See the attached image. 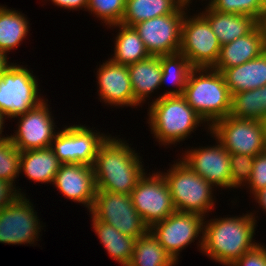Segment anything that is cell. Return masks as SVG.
<instances>
[{
	"label": "cell",
	"mask_w": 266,
	"mask_h": 266,
	"mask_svg": "<svg viewBox=\"0 0 266 266\" xmlns=\"http://www.w3.org/2000/svg\"><path fill=\"white\" fill-rule=\"evenodd\" d=\"M126 140L108 135L93 163L96 189L128 194L145 174L141 157Z\"/></svg>",
	"instance_id": "6da1fadb"
},
{
	"label": "cell",
	"mask_w": 266,
	"mask_h": 266,
	"mask_svg": "<svg viewBox=\"0 0 266 266\" xmlns=\"http://www.w3.org/2000/svg\"><path fill=\"white\" fill-rule=\"evenodd\" d=\"M254 214L248 212L240 217L204 219L203 244L199 251L215 262L231 266L259 244L253 239L258 218Z\"/></svg>",
	"instance_id": "7a4b0ae2"
},
{
	"label": "cell",
	"mask_w": 266,
	"mask_h": 266,
	"mask_svg": "<svg viewBox=\"0 0 266 266\" xmlns=\"http://www.w3.org/2000/svg\"><path fill=\"white\" fill-rule=\"evenodd\" d=\"M148 111V124L160 145L171 144L185 140L194 130L206 124L199 114L182 96H160L153 99Z\"/></svg>",
	"instance_id": "3957f363"
},
{
	"label": "cell",
	"mask_w": 266,
	"mask_h": 266,
	"mask_svg": "<svg viewBox=\"0 0 266 266\" xmlns=\"http://www.w3.org/2000/svg\"><path fill=\"white\" fill-rule=\"evenodd\" d=\"M183 96L207 123V132L231 110V94L224 76L212 68H194L189 74Z\"/></svg>",
	"instance_id": "277c9868"
},
{
	"label": "cell",
	"mask_w": 266,
	"mask_h": 266,
	"mask_svg": "<svg viewBox=\"0 0 266 266\" xmlns=\"http://www.w3.org/2000/svg\"><path fill=\"white\" fill-rule=\"evenodd\" d=\"M161 174L167 181L176 211L195 213L206 218L214 208L213 191L215 188L200 175L196 174L181 159Z\"/></svg>",
	"instance_id": "5b68a950"
},
{
	"label": "cell",
	"mask_w": 266,
	"mask_h": 266,
	"mask_svg": "<svg viewBox=\"0 0 266 266\" xmlns=\"http://www.w3.org/2000/svg\"><path fill=\"white\" fill-rule=\"evenodd\" d=\"M16 64L11 63L0 77V111L10 119L27 113L45 100L40 96L33 71Z\"/></svg>",
	"instance_id": "8992f818"
},
{
	"label": "cell",
	"mask_w": 266,
	"mask_h": 266,
	"mask_svg": "<svg viewBox=\"0 0 266 266\" xmlns=\"http://www.w3.org/2000/svg\"><path fill=\"white\" fill-rule=\"evenodd\" d=\"M89 213L96 219L111 224L122 234L135 239L149 232V227L136 211L128 194L96 190Z\"/></svg>",
	"instance_id": "52a82bcc"
},
{
	"label": "cell",
	"mask_w": 266,
	"mask_h": 266,
	"mask_svg": "<svg viewBox=\"0 0 266 266\" xmlns=\"http://www.w3.org/2000/svg\"><path fill=\"white\" fill-rule=\"evenodd\" d=\"M209 132L229 152L255 157L266 151V141L261 121L239 119L231 115L216 121Z\"/></svg>",
	"instance_id": "ba28073f"
},
{
	"label": "cell",
	"mask_w": 266,
	"mask_h": 266,
	"mask_svg": "<svg viewBox=\"0 0 266 266\" xmlns=\"http://www.w3.org/2000/svg\"><path fill=\"white\" fill-rule=\"evenodd\" d=\"M221 44L208 21L200 14L185 16L181 26L180 53L194 68H212L218 59Z\"/></svg>",
	"instance_id": "9c48e42d"
},
{
	"label": "cell",
	"mask_w": 266,
	"mask_h": 266,
	"mask_svg": "<svg viewBox=\"0 0 266 266\" xmlns=\"http://www.w3.org/2000/svg\"><path fill=\"white\" fill-rule=\"evenodd\" d=\"M147 172L139 179L130 193L131 201L143 218L145 224L151 228L163 221L176 211L167 181L161 172Z\"/></svg>",
	"instance_id": "30bf717a"
},
{
	"label": "cell",
	"mask_w": 266,
	"mask_h": 266,
	"mask_svg": "<svg viewBox=\"0 0 266 266\" xmlns=\"http://www.w3.org/2000/svg\"><path fill=\"white\" fill-rule=\"evenodd\" d=\"M204 219L205 217L195 213L175 211L163 221L154 224L149 231L178 263L180 251L194 243L198 237V247L202 249Z\"/></svg>",
	"instance_id": "8fae6325"
},
{
	"label": "cell",
	"mask_w": 266,
	"mask_h": 266,
	"mask_svg": "<svg viewBox=\"0 0 266 266\" xmlns=\"http://www.w3.org/2000/svg\"><path fill=\"white\" fill-rule=\"evenodd\" d=\"M107 137L85 125L74 124L55 134L51 148L62 164L93 166L98 149Z\"/></svg>",
	"instance_id": "7c38bea8"
},
{
	"label": "cell",
	"mask_w": 266,
	"mask_h": 266,
	"mask_svg": "<svg viewBox=\"0 0 266 266\" xmlns=\"http://www.w3.org/2000/svg\"><path fill=\"white\" fill-rule=\"evenodd\" d=\"M26 195H20L12 204L0 210V243L34 244L41 228L33 204Z\"/></svg>",
	"instance_id": "4fadbf2b"
},
{
	"label": "cell",
	"mask_w": 266,
	"mask_h": 266,
	"mask_svg": "<svg viewBox=\"0 0 266 266\" xmlns=\"http://www.w3.org/2000/svg\"><path fill=\"white\" fill-rule=\"evenodd\" d=\"M187 10L181 6L175 13L133 25L151 56L171 55L180 51L181 26Z\"/></svg>",
	"instance_id": "5bb4252c"
},
{
	"label": "cell",
	"mask_w": 266,
	"mask_h": 266,
	"mask_svg": "<svg viewBox=\"0 0 266 266\" xmlns=\"http://www.w3.org/2000/svg\"><path fill=\"white\" fill-rule=\"evenodd\" d=\"M46 101L48 99L27 113L14 117L18 118V129L10 139L20 152L51 147L57 126Z\"/></svg>",
	"instance_id": "9a60e30c"
},
{
	"label": "cell",
	"mask_w": 266,
	"mask_h": 266,
	"mask_svg": "<svg viewBox=\"0 0 266 266\" xmlns=\"http://www.w3.org/2000/svg\"><path fill=\"white\" fill-rule=\"evenodd\" d=\"M217 145L185 151L181 160L213 186L231 188L230 153L215 138Z\"/></svg>",
	"instance_id": "2e32d148"
},
{
	"label": "cell",
	"mask_w": 266,
	"mask_h": 266,
	"mask_svg": "<svg viewBox=\"0 0 266 266\" xmlns=\"http://www.w3.org/2000/svg\"><path fill=\"white\" fill-rule=\"evenodd\" d=\"M98 92L102 102L114 107H134L140 104L134 99L127 65L106 60L96 74Z\"/></svg>",
	"instance_id": "e0dca14e"
},
{
	"label": "cell",
	"mask_w": 266,
	"mask_h": 266,
	"mask_svg": "<svg viewBox=\"0 0 266 266\" xmlns=\"http://www.w3.org/2000/svg\"><path fill=\"white\" fill-rule=\"evenodd\" d=\"M52 184L64 197L91 210L97 190L92 166L61 164Z\"/></svg>",
	"instance_id": "ac0fdd59"
},
{
	"label": "cell",
	"mask_w": 266,
	"mask_h": 266,
	"mask_svg": "<svg viewBox=\"0 0 266 266\" xmlns=\"http://www.w3.org/2000/svg\"><path fill=\"white\" fill-rule=\"evenodd\" d=\"M266 51L264 28L259 23L250 33L221 46L216 64L212 67L219 72L253 60Z\"/></svg>",
	"instance_id": "d6986e66"
},
{
	"label": "cell",
	"mask_w": 266,
	"mask_h": 266,
	"mask_svg": "<svg viewBox=\"0 0 266 266\" xmlns=\"http://www.w3.org/2000/svg\"><path fill=\"white\" fill-rule=\"evenodd\" d=\"M199 13L208 21L221 46L247 35L259 24L251 16L221 13L210 6Z\"/></svg>",
	"instance_id": "ffe728a7"
},
{
	"label": "cell",
	"mask_w": 266,
	"mask_h": 266,
	"mask_svg": "<svg viewBox=\"0 0 266 266\" xmlns=\"http://www.w3.org/2000/svg\"><path fill=\"white\" fill-rule=\"evenodd\" d=\"M221 73L230 94L263 87L266 85V51L253 60L224 69Z\"/></svg>",
	"instance_id": "44dd1931"
},
{
	"label": "cell",
	"mask_w": 266,
	"mask_h": 266,
	"mask_svg": "<svg viewBox=\"0 0 266 266\" xmlns=\"http://www.w3.org/2000/svg\"><path fill=\"white\" fill-rule=\"evenodd\" d=\"M127 66L134 99L141 105L151 93L160 89L162 75L160 57L150 56Z\"/></svg>",
	"instance_id": "7402d4cb"
},
{
	"label": "cell",
	"mask_w": 266,
	"mask_h": 266,
	"mask_svg": "<svg viewBox=\"0 0 266 266\" xmlns=\"http://www.w3.org/2000/svg\"><path fill=\"white\" fill-rule=\"evenodd\" d=\"M61 164L51 147L22 151L19 172L34 182L51 184Z\"/></svg>",
	"instance_id": "603a6c76"
},
{
	"label": "cell",
	"mask_w": 266,
	"mask_h": 266,
	"mask_svg": "<svg viewBox=\"0 0 266 266\" xmlns=\"http://www.w3.org/2000/svg\"><path fill=\"white\" fill-rule=\"evenodd\" d=\"M91 219L94 232L109 256H111L110 258L119 262L122 266H128L133 256L136 239L122 234L111 224L96 219L92 214Z\"/></svg>",
	"instance_id": "cb8c5ba5"
},
{
	"label": "cell",
	"mask_w": 266,
	"mask_h": 266,
	"mask_svg": "<svg viewBox=\"0 0 266 266\" xmlns=\"http://www.w3.org/2000/svg\"><path fill=\"white\" fill-rule=\"evenodd\" d=\"M111 27H117L119 31L115 38L114 54L110 60L117 64L130 65L151 56L133 26L119 23L109 26Z\"/></svg>",
	"instance_id": "d4e9b609"
},
{
	"label": "cell",
	"mask_w": 266,
	"mask_h": 266,
	"mask_svg": "<svg viewBox=\"0 0 266 266\" xmlns=\"http://www.w3.org/2000/svg\"><path fill=\"white\" fill-rule=\"evenodd\" d=\"M180 0H126L122 24L133 26L138 22L175 13Z\"/></svg>",
	"instance_id": "484cf974"
},
{
	"label": "cell",
	"mask_w": 266,
	"mask_h": 266,
	"mask_svg": "<svg viewBox=\"0 0 266 266\" xmlns=\"http://www.w3.org/2000/svg\"><path fill=\"white\" fill-rule=\"evenodd\" d=\"M29 21L18 10L0 5V51L7 55L21 45L29 32Z\"/></svg>",
	"instance_id": "4316f807"
},
{
	"label": "cell",
	"mask_w": 266,
	"mask_h": 266,
	"mask_svg": "<svg viewBox=\"0 0 266 266\" xmlns=\"http://www.w3.org/2000/svg\"><path fill=\"white\" fill-rule=\"evenodd\" d=\"M159 57L162 68L160 86L170 82L172 86L176 87V89H169V91L163 92L161 96H182L189 74L194 67L187 57L180 52L171 55H160Z\"/></svg>",
	"instance_id": "83f0119b"
},
{
	"label": "cell",
	"mask_w": 266,
	"mask_h": 266,
	"mask_svg": "<svg viewBox=\"0 0 266 266\" xmlns=\"http://www.w3.org/2000/svg\"><path fill=\"white\" fill-rule=\"evenodd\" d=\"M177 262L149 231L135 240L134 251L128 266H175Z\"/></svg>",
	"instance_id": "f1b7e54d"
},
{
	"label": "cell",
	"mask_w": 266,
	"mask_h": 266,
	"mask_svg": "<svg viewBox=\"0 0 266 266\" xmlns=\"http://www.w3.org/2000/svg\"><path fill=\"white\" fill-rule=\"evenodd\" d=\"M229 115L239 119L261 121L266 115V85L231 94Z\"/></svg>",
	"instance_id": "f546056e"
},
{
	"label": "cell",
	"mask_w": 266,
	"mask_h": 266,
	"mask_svg": "<svg viewBox=\"0 0 266 266\" xmlns=\"http://www.w3.org/2000/svg\"><path fill=\"white\" fill-rule=\"evenodd\" d=\"M209 6L221 13L251 16L259 23L263 20L262 0H214Z\"/></svg>",
	"instance_id": "4dcf8cb0"
},
{
	"label": "cell",
	"mask_w": 266,
	"mask_h": 266,
	"mask_svg": "<svg viewBox=\"0 0 266 266\" xmlns=\"http://www.w3.org/2000/svg\"><path fill=\"white\" fill-rule=\"evenodd\" d=\"M126 0H89L86 11L96 15L108 27L121 23Z\"/></svg>",
	"instance_id": "1f68e13d"
},
{
	"label": "cell",
	"mask_w": 266,
	"mask_h": 266,
	"mask_svg": "<svg viewBox=\"0 0 266 266\" xmlns=\"http://www.w3.org/2000/svg\"><path fill=\"white\" fill-rule=\"evenodd\" d=\"M20 151L10 138L0 141V179L14 183L19 177ZM18 176V177H17Z\"/></svg>",
	"instance_id": "d6a6232c"
},
{
	"label": "cell",
	"mask_w": 266,
	"mask_h": 266,
	"mask_svg": "<svg viewBox=\"0 0 266 266\" xmlns=\"http://www.w3.org/2000/svg\"><path fill=\"white\" fill-rule=\"evenodd\" d=\"M254 157L230 153L231 188H241L250 181Z\"/></svg>",
	"instance_id": "836d02e7"
},
{
	"label": "cell",
	"mask_w": 266,
	"mask_h": 266,
	"mask_svg": "<svg viewBox=\"0 0 266 266\" xmlns=\"http://www.w3.org/2000/svg\"><path fill=\"white\" fill-rule=\"evenodd\" d=\"M246 187L250 189L251 194L266 187V151L254 157L252 175Z\"/></svg>",
	"instance_id": "e575fe53"
},
{
	"label": "cell",
	"mask_w": 266,
	"mask_h": 266,
	"mask_svg": "<svg viewBox=\"0 0 266 266\" xmlns=\"http://www.w3.org/2000/svg\"><path fill=\"white\" fill-rule=\"evenodd\" d=\"M231 266H266V247L258 244L252 250L245 252Z\"/></svg>",
	"instance_id": "d590c367"
},
{
	"label": "cell",
	"mask_w": 266,
	"mask_h": 266,
	"mask_svg": "<svg viewBox=\"0 0 266 266\" xmlns=\"http://www.w3.org/2000/svg\"><path fill=\"white\" fill-rule=\"evenodd\" d=\"M19 190L12 183L0 179V210L12 204L20 195H26Z\"/></svg>",
	"instance_id": "8d00e7d4"
},
{
	"label": "cell",
	"mask_w": 266,
	"mask_h": 266,
	"mask_svg": "<svg viewBox=\"0 0 266 266\" xmlns=\"http://www.w3.org/2000/svg\"><path fill=\"white\" fill-rule=\"evenodd\" d=\"M56 6L68 10L84 9L86 11L89 0H51Z\"/></svg>",
	"instance_id": "74e56055"
},
{
	"label": "cell",
	"mask_w": 266,
	"mask_h": 266,
	"mask_svg": "<svg viewBox=\"0 0 266 266\" xmlns=\"http://www.w3.org/2000/svg\"><path fill=\"white\" fill-rule=\"evenodd\" d=\"M253 198L258 203L259 207H262V211L266 213V187L261 188L253 194Z\"/></svg>",
	"instance_id": "f35d334b"
},
{
	"label": "cell",
	"mask_w": 266,
	"mask_h": 266,
	"mask_svg": "<svg viewBox=\"0 0 266 266\" xmlns=\"http://www.w3.org/2000/svg\"><path fill=\"white\" fill-rule=\"evenodd\" d=\"M8 59L9 58L7 57V55L0 51V77L2 73L7 69V67L11 64Z\"/></svg>",
	"instance_id": "ab89813d"
},
{
	"label": "cell",
	"mask_w": 266,
	"mask_h": 266,
	"mask_svg": "<svg viewBox=\"0 0 266 266\" xmlns=\"http://www.w3.org/2000/svg\"><path fill=\"white\" fill-rule=\"evenodd\" d=\"M7 117L0 111V141H2V140H5V139H8V138H10V136H2L3 134H2V132H4L3 131V126H4V122H5V119H6Z\"/></svg>",
	"instance_id": "60d3db41"
},
{
	"label": "cell",
	"mask_w": 266,
	"mask_h": 266,
	"mask_svg": "<svg viewBox=\"0 0 266 266\" xmlns=\"http://www.w3.org/2000/svg\"><path fill=\"white\" fill-rule=\"evenodd\" d=\"M191 1L193 0H180V4L183 8L188 9L187 6L189 7V5L192 3ZM207 1V0H206ZM214 0H209L208 5L209 6Z\"/></svg>",
	"instance_id": "b9f144b4"
},
{
	"label": "cell",
	"mask_w": 266,
	"mask_h": 266,
	"mask_svg": "<svg viewBox=\"0 0 266 266\" xmlns=\"http://www.w3.org/2000/svg\"><path fill=\"white\" fill-rule=\"evenodd\" d=\"M263 130H264V135H265V141H266V115L265 117L261 120Z\"/></svg>",
	"instance_id": "7bdbcfd3"
},
{
	"label": "cell",
	"mask_w": 266,
	"mask_h": 266,
	"mask_svg": "<svg viewBox=\"0 0 266 266\" xmlns=\"http://www.w3.org/2000/svg\"><path fill=\"white\" fill-rule=\"evenodd\" d=\"M263 28H264V32H265V36H266V14L263 17V20L261 22Z\"/></svg>",
	"instance_id": "ee69618b"
},
{
	"label": "cell",
	"mask_w": 266,
	"mask_h": 266,
	"mask_svg": "<svg viewBox=\"0 0 266 266\" xmlns=\"http://www.w3.org/2000/svg\"><path fill=\"white\" fill-rule=\"evenodd\" d=\"M262 6H263V17L266 14V0H262Z\"/></svg>",
	"instance_id": "f6af8a7d"
}]
</instances>
